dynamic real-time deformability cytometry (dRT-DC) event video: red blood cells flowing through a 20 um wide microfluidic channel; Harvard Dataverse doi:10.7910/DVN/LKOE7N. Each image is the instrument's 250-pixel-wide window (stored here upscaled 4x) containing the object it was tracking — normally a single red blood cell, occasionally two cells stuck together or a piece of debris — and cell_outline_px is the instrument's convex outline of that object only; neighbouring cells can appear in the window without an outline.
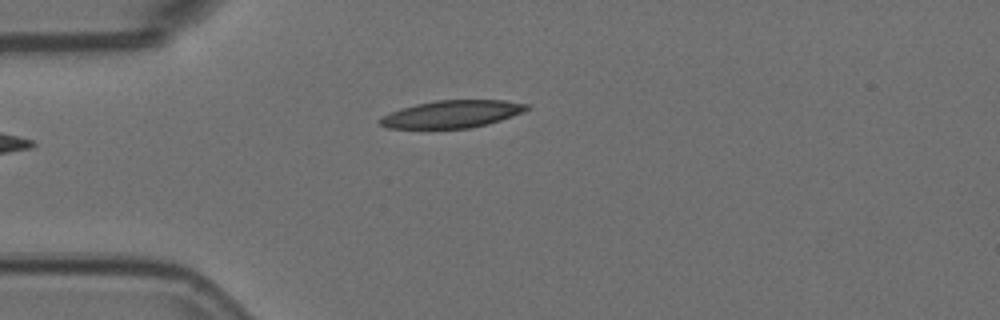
{"species": "Egyptian fruit bat (a non-hibernating species)", "species_latin": "Rousettus aegyptiacus", "temperature_condition": "room temperature", "stored_images_in_passage": 1, "camera_frame_rate_fps": 3000, "um_per_image_px": 0.085, "animal": {"sex": "female"}, "frame": {"image": 1, "passage_image": 1, "time_ms": 0.0, "image_size_px": [1000, 320], "cell_outline_px": [[528, 108], [524, 112], [488, 124], [472, 128], [388, 128], [380, 124], [376, 120], [380, 116], [416, 104], [436, 100], [504, 100], [528, 104]], "centroid_in_image_um": [38.42, 9.7], "position_along_channel_um": 46.6, "area_um2": 23.35}}